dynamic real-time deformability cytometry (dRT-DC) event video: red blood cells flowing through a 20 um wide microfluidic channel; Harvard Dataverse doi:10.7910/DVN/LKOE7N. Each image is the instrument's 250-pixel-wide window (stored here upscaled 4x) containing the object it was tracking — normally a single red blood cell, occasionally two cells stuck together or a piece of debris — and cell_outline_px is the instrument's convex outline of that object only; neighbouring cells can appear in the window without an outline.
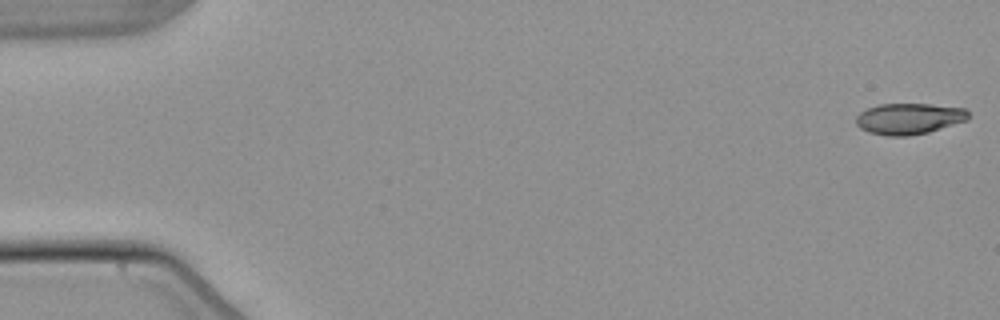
{"species": "common noctule bat (a hibernating species)", "species_latin": "Nyctalus noctula", "temperature_condition": "warm", "stored_images_in_passage": 16, "camera_frame_rate_fps": 3000, "um_per_image_px": 0.085, "animal": {"sex": "male", "body_mass_g": 21.5, "forearm_length_mm": 52.0}, "frame": {"image": 1, "passage_image": 1, "time_ms": 0.0, "image_size_px": [1000, 320], "cell_outline_px": [[968, 120], [928, 132], [908, 136], [884, 136], [868, 132], [860, 128], [856, 124], [856, 116], [860, 112], [868, 108], [880, 104], [928, 104], [964, 108], [968, 112]], "centroid_in_image_um": [77.24, 10.09], "position_along_channel_um": 7.8, "area_um2": 20.35}}
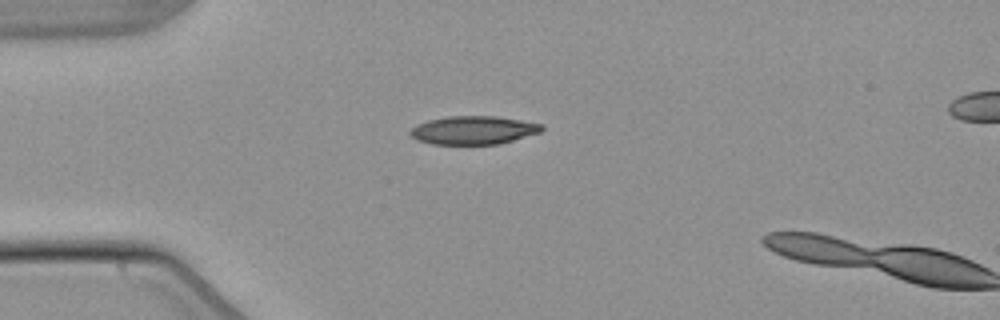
{"frame": {"image": 2, "passage_image": 14, "time_ms": 4.333, "image_size_px": [1000, 320], "cell_outline_px": [[544, 128], [540, 132], [500, 144], [432, 144], [416, 140], [408, 132], [412, 128], [428, 120], [448, 116], [496, 116], [544, 124]], "centroid_in_image_um": [40.25, 11.06], "position_along_channel_um": 44.7, "area_um2": 21.68}}